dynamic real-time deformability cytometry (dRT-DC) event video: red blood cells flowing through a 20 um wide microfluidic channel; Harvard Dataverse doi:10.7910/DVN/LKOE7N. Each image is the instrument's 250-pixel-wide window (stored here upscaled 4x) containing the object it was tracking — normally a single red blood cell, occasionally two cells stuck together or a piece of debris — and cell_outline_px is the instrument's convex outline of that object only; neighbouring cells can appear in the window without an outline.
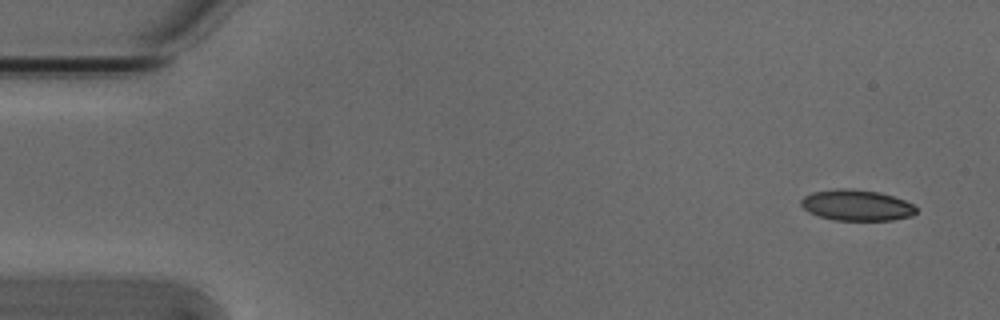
{"species": "Egyptian fruit bat (a non-hibernating species)", "species_latin": "Rousettus aegyptiacus", "temperature_condition": "cold", "stored_images_in_passage": 5, "camera_frame_rate_fps": 3000, "um_per_image_px": 0.085, "animal": {"sex": "male"}, "frame": {"image": 1, "passage_image": 1, "time_ms": 0.0, "image_size_px": [1000, 320], "cell_outline_px": [[916, 212], [912, 216], [892, 220], [836, 220], [820, 216], [808, 212], [800, 204], [800, 200], [804, 196], [812, 192], [836, 188], [848, 188], [880, 192], [904, 200], [912, 204], [916, 208]], "centroid_in_image_um": [72.8, 17.44], "position_along_channel_um": 12.2, "area_um2": 20.75}}
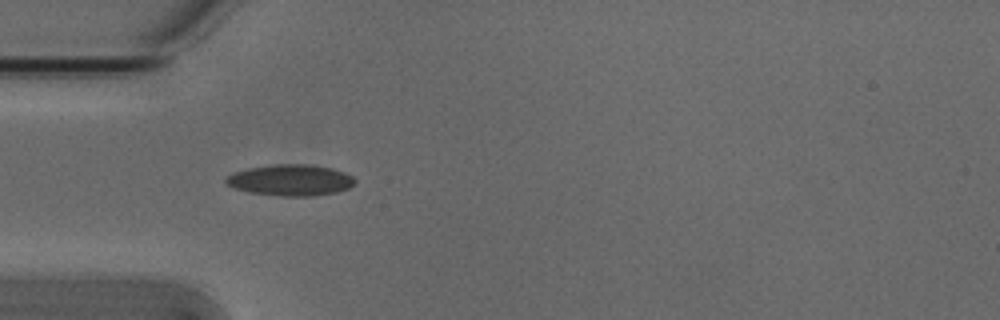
{"frame": {"image": 2, "passage_image": 4, "time_ms": 1.0, "image_size_px": [1000, 320], "cell_outline_px": [[356, 180], [348, 188], [336, 192], [316, 196], [280, 196], [248, 192], [236, 188], [228, 184], [224, 180], [232, 172], [248, 168], [276, 164], [312, 164], [332, 168], [344, 172], [352, 176]], "centroid_in_image_um": [24.7, 15.31], "position_along_channel_um": 60.3, "area_um2": 23.47}}
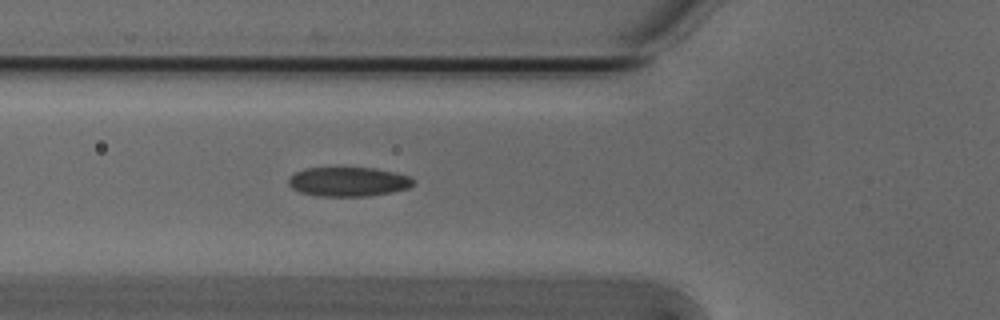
{"frame": {"image": 3, "passage_image": 5, "time_ms": 1.333, "image_size_px": [1000, 320], "cell_outline_px": [[416, 184], [408, 188], [392, 192], [368, 196], [316, 196], [300, 192], [292, 188], [288, 184], [288, 180], [296, 172], [304, 168], [376, 168], [408, 176], [416, 180]], "centroid_in_image_um": [29.62, 15.45], "position_along_channel_um": 96.2, "area_um2": 21.33}}